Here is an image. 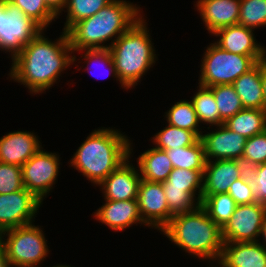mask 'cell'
Segmentation results:
<instances>
[{
    "label": "cell",
    "instance_id": "d590c367",
    "mask_svg": "<svg viewBox=\"0 0 266 267\" xmlns=\"http://www.w3.org/2000/svg\"><path fill=\"white\" fill-rule=\"evenodd\" d=\"M24 189L21 167L0 162V194Z\"/></svg>",
    "mask_w": 266,
    "mask_h": 267
},
{
    "label": "cell",
    "instance_id": "5b68a950",
    "mask_svg": "<svg viewBox=\"0 0 266 267\" xmlns=\"http://www.w3.org/2000/svg\"><path fill=\"white\" fill-rule=\"evenodd\" d=\"M147 25L143 15L109 48L119 84L126 90L141 83L158 59Z\"/></svg>",
    "mask_w": 266,
    "mask_h": 267
},
{
    "label": "cell",
    "instance_id": "44dd1931",
    "mask_svg": "<svg viewBox=\"0 0 266 267\" xmlns=\"http://www.w3.org/2000/svg\"><path fill=\"white\" fill-rule=\"evenodd\" d=\"M232 85L244 108L264 110L261 62L237 78Z\"/></svg>",
    "mask_w": 266,
    "mask_h": 267
},
{
    "label": "cell",
    "instance_id": "e0dca14e",
    "mask_svg": "<svg viewBox=\"0 0 266 267\" xmlns=\"http://www.w3.org/2000/svg\"><path fill=\"white\" fill-rule=\"evenodd\" d=\"M41 148L33 131L9 132L0 137V162L22 167Z\"/></svg>",
    "mask_w": 266,
    "mask_h": 267
},
{
    "label": "cell",
    "instance_id": "ba28073f",
    "mask_svg": "<svg viewBox=\"0 0 266 267\" xmlns=\"http://www.w3.org/2000/svg\"><path fill=\"white\" fill-rule=\"evenodd\" d=\"M44 29L8 0H0V50L13 59Z\"/></svg>",
    "mask_w": 266,
    "mask_h": 267
},
{
    "label": "cell",
    "instance_id": "8d00e7d4",
    "mask_svg": "<svg viewBox=\"0 0 266 267\" xmlns=\"http://www.w3.org/2000/svg\"><path fill=\"white\" fill-rule=\"evenodd\" d=\"M237 203V205L251 204L256 202L253 186L246 173L243 177L235 180L227 192Z\"/></svg>",
    "mask_w": 266,
    "mask_h": 267
},
{
    "label": "cell",
    "instance_id": "7a4b0ae2",
    "mask_svg": "<svg viewBox=\"0 0 266 267\" xmlns=\"http://www.w3.org/2000/svg\"><path fill=\"white\" fill-rule=\"evenodd\" d=\"M142 11L133 2L113 0L95 15L80 20L67 31L73 52L109 49L120 35L143 16ZM108 41L111 42L107 45Z\"/></svg>",
    "mask_w": 266,
    "mask_h": 267
},
{
    "label": "cell",
    "instance_id": "30bf717a",
    "mask_svg": "<svg viewBox=\"0 0 266 267\" xmlns=\"http://www.w3.org/2000/svg\"><path fill=\"white\" fill-rule=\"evenodd\" d=\"M266 205L251 203L237 205L230 220L222 228L223 242L259 241Z\"/></svg>",
    "mask_w": 266,
    "mask_h": 267
},
{
    "label": "cell",
    "instance_id": "d6a6232c",
    "mask_svg": "<svg viewBox=\"0 0 266 267\" xmlns=\"http://www.w3.org/2000/svg\"><path fill=\"white\" fill-rule=\"evenodd\" d=\"M19 7L27 17L38 23L45 31L58 16L47 6L45 0H8Z\"/></svg>",
    "mask_w": 266,
    "mask_h": 267
},
{
    "label": "cell",
    "instance_id": "f35d334b",
    "mask_svg": "<svg viewBox=\"0 0 266 267\" xmlns=\"http://www.w3.org/2000/svg\"><path fill=\"white\" fill-rule=\"evenodd\" d=\"M257 203L266 205V162L247 169Z\"/></svg>",
    "mask_w": 266,
    "mask_h": 267
},
{
    "label": "cell",
    "instance_id": "277c9868",
    "mask_svg": "<svg viewBox=\"0 0 266 267\" xmlns=\"http://www.w3.org/2000/svg\"><path fill=\"white\" fill-rule=\"evenodd\" d=\"M160 233L199 260L217 264L220 260L224 245L222 229L201 206L188 213L173 216Z\"/></svg>",
    "mask_w": 266,
    "mask_h": 267
},
{
    "label": "cell",
    "instance_id": "4dcf8cb0",
    "mask_svg": "<svg viewBox=\"0 0 266 267\" xmlns=\"http://www.w3.org/2000/svg\"><path fill=\"white\" fill-rule=\"evenodd\" d=\"M213 91L215 101L219 110L220 125L237 112L244 109L241 99L235 92L232 84L216 85L209 87Z\"/></svg>",
    "mask_w": 266,
    "mask_h": 267
},
{
    "label": "cell",
    "instance_id": "836d02e7",
    "mask_svg": "<svg viewBox=\"0 0 266 267\" xmlns=\"http://www.w3.org/2000/svg\"><path fill=\"white\" fill-rule=\"evenodd\" d=\"M203 172L173 168L167 180L162 182V186L184 188L187 192L202 193Z\"/></svg>",
    "mask_w": 266,
    "mask_h": 267
},
{
    "label": "cell",
    "instance_id": "9c48e42d",
    "mask_svg": "<svg viewBox=\"0 0 266 267\" xmlns=\"http://www.w3.org/2000/svg\"><path fill=\"white\" fill-rule=\"evenodd\" d=\"M59 156L42 147L21 167L24 188L42 202L57 181L61 164Z\"/></svg>",
    "mask_w": 266,
    "mask_h": 267
},
{
    "label": "cell",
    "instance_id": "ee69618b",
    "mask_svg": "<svg viewBox=\"0 0 266 267\" xmlns=\"http://www.w3.org/2000/svg\"><path fill=\"white\" fill-rule=\"evenodd\" d=\"M52 267H71V266H69V265H63V264H57V265H54V266H52ZM73 267V266H72Z\"/></svg>",
    "mask_w": 266,
    "mask_h": 267
},
{
    "label": "cell",
    "instance_id": "d6986e66",
    "mask_svg": "<svg viewBox=\"0 0 266 267\" xmlns=\"http://www.w3.org/2000/svg\"><path fill=\"white\" fill-rule=\"evenodd\" d=\"M197 11L208 33L238 24L240 0H197Z\"/></svg>",
    "mask_w": 266,
    "mask_h": 267
},
{
    "label": "cell",
    "instance_id": "ab89813d",
    "mask_svg": "<svg viewBox=\"0 0 266 267\" xmlns=\"http://www.w3.org/2000/svg\"><path fill=\"white\" fill-rule=\"evenodd\" d=\"M68 0H45L47 6L59 17Z\"/></svg>",
    "mask_w": 266,
    "mask_h": 267
},
{
    "label": "cell",
    "instance_id": "7c38bea8",
    "mask_svg": "<svg viewBox=\"0 0 266 267\" xmlns=\"http://www.w3.org/2000/svg\"><path fill=\"white\" fill-rule=\"evenodd\" d=\"M137 201L139 214L147 227L150 226L160 232L173 217L169 211L162 182L141 179Z\"/></svg>",
    "mask_w": 266,
    "mask_h": 267
},
{
    "label": "cell",
    "instance_id": "484cf974",
    "mask_svg": "<svg viewBox=\"0 0 266 267\" xmlns=\"http://www.w3.org/2000/svg\"><path fill=\"white\" fill-rule=\"evenodd\" d=\"M166 123L181 129L194 132L199 138L202 131L197 114L190 100H179L165 112ZM201 130V131H200Z\"/></svg>",
    "mask_w": 266,
    "mask_h": 267
},
{
    "label": "cell",
    "instance_id": "2e32d148",
    "mask_svg": "<svg viewBox=\"0 0 266 267\" xmlns=\"http://www.w3.org/2000/svg\"><path fill=\"white\" fill-rule=\"evenodd\" d=\"M246 173L247 168L240 160L206 161L202 195L227 193L230 185Z\"/></svg>",
    "mask_w": 266,
    "mask_h": 267
},
{
    "label": "cell",
    "instance_id": "6da1fadb",
    "mask_svg": "<svg viewBox=\"0 0 266 267\" xmlns=\"http://www.w3.org/2000/svg\"><path fill=\"white\" fill-rule=\"evenodd\" d=\"M44 32L32 39L12 59L8 74L10 80L25 85L33 95H40L57 84L64 70L78 60L70 46L67 32L62 30L55 41L46 38Z\"/></svg>",
    "mask_w": 266,
    "mask_h": 267
},
{
    "label": "cell",
    "instance_id": "9a60e30c",
    "mask_svg": "<svg viewBox=\"0 0 266 267\" xmlns=\"http://www.w3.org/2000/svg\"><path fill=\"white\" fill-rule=\"evenodd\" d=\"M254 30L240 24L216 30L213 36L220 37L214 43L220 48L235 54L252 56L257 62L266 59V47L258 44Z\"/></svg>",
    "mask_w": 266,
    "mask_h": 267
},
{
    "label": "cell",
    "instance_id": "7bdbcfd3",
    "mask_svg": "<svg viewBox=\"0 0 266 267\" xmlns=\"http://www.w3.org/2000/svg\"><path fill=\"white\" fill-rule=\"evenodd\" d=\"M259 238H260L259 240H261V238H263L262 239L263 241L262 242L259 241V242L266 248V214H265L264 219H263V226L261 228V233H260Z\"/></svg>",
    "mask_w": 266,
    "mask_h": 267
},
{
    "label": "cell",
    "instance_id": "1f68e13d",
    "mask_svg": "<svg viewBox=\"0 0 266 267\" xmlns=\"http://www.w3.org/2000/svg\"><path fill=\"white\" fill-rule=\"evenodd\" d=\"M238 24L253 30L266 27V0H240Z\"/></svg>",
    "mask_w": 266,
    "mask_h": 267
},
{
    "label": "cell",
    "instance_id": "e575fe53",
    "mask_svg": "<svg viewBox=\"0 0 266 267\" xmlns=\"http://www.w3.org/2000/svg\"><path fill=\"white\" fill-rule=\"evenodd\" d=\"M241 162L247 169L266 162V130L246 140Z\"/></svg>",
    "mask_w": 266,
    "mask_h": 267
},
{
    "label": "cell",
    "instance_id": "4316f807",
    "mask_svg": "<svg viewBox=\"0 0 266 267\" xmlns=\"http://www.w3.org/2000/svg\"><path fill=\"white\" fill-rule=\"evenodd\" d=\"M197 92L192 96L190 101L193 104L200 124L209 125L208 130L214 126L220 125V116L213 91L209 87L197 86ZM211 126V128H210Z\"/></svg>",
    "mask_w": 266,
    "mask_h": 267
},
{
    "label": "cell",
    "instance_id": "74e56055",
    "mask_svg": "<svg viewBox=\"0 0 266 267\" xmlns=\"http://www.w3.org/2000/svg\"><path fill=\"white\" fill-rule=\"evenodd\" d=\"M80 51H81V53L84 51V55L81 54V56H82L81 58L84 57L83 59H85V60L83 63H86L85 68L88 70L89 73L91 72L90 69L92 68V67L90 68V65H93L94 64L93 62H96L100 65L105 66V68L109 67L108 70H110V71H107L110 73L109 76L112 75V76H114V78H116V81H119L117 74H116V71H115V65L113 62V58H112V55H111L109 49L79 50L78 54H80ZM91 62L93 64H90ZM91 70H93V69H91ZM93 76L95 77V75H93Z\"/></svg>",
    "mask_w": 266,
    "mask_h": 267
},
{
    "label": "cell",
    "instance_id": "b9f144b4",
    "mask_svg": "<svg viewBox=\"0 0 266 267\" xmlns=\"http://www.w3.org/2000/svg\"><path fill=\"white\" fill-rule=\"evenodd\" d=\"M2 238L3 237L0 232V267H9L6 256H5L4 243H3Z\"/></svg>",
    "mask_w": 266,
    "mask_h": 267
},
{
    "label": "cell",
    "instance_id": "ffe728a7",
    "mask_svg": "<svg viewBox=\"0 0 266 267\" xmlns=\"http://www.w3.org/2000/svg\"><path fill=\"white\" fill-rule=\"evenodd\" d=\"M266 267V248L259 242H224L215 267Z\"/></svg>",
    "mask_w": 266,
    "mask_h": 267
},
{
    "label": "cell",
    "instance_id": "d4e9b609",
    "mask_svg": "<svg viewBox=\"0 0 266 267\" xmlns=\"http://www.w3.org/2000/svg\"><path fill=\"white\" fill-rule=\"evenodd\" d=\"M165 151L172 162L173 168L204 171L206 160L204 146L200 139L191 146Z\"/></svg>",
    "mask_w": 266,
    "mask_h": 267
},
{
    "label": "cell",
    "instance_id": "603a6c76",
    "mask_svg": "<svg viewBox=\"0 0 266 267\" xmlns=\"http://www.w3.org/2000/svg\"><path fill=\"white\" fill-rule=\"evenodd\" d=\"M223 124L248 139L266 130V111L244 108Z\"/></svg>",
    "mask_w": 266,
    "mask_h": 267
},
{
    "label": "cell",
    "instance_id": "5bb4252c",
    "mask_svg": "<svg viewBox=\"0 0 266 267\" xmlns=\"http://www.w3.org/2000/svg\"><path fill=\"white\" fill-rule=\"evenodd\" d=\"M130 141V157L106 177L98 186L104 200L119 201L137 199L141 176L138 167L129 161L133 148Z\"/></svg>",
    "mask_w": 266,
    "mask_h": 267
},
{
    "label": "cell",
    "instance_id": "83f0119b",
    "mask_svg": "<svg viewBox=\"0 0 266 267\" xmlns=\"http://www.w3.org/2000/svg\"><path fill=\"white\" fill-rule=\"evenodd\" d=\"M199 139L194 132L169 124H166V127L157 132L153 138L151 137L154 147L163 151L191 146Z\"/></svg>",
    "mask_w": 266,
    "mask_h": 267
},
{
    "label": "cell",
    "instance_id": "cb8c5ba5",
    "mask_svg": "<svg viewBox=\"0 0 266 267\" xmlns=\"http://www.w3.org/2000/svg\"><path fill=\"white\" fill-rule=\"evenodd\" d=\"M200 206L222 229L235 212L237 203L228 193L202 195Z\"/></svg>",
    "mask_w": 266,
    "mask_h": 267
},
{
    "label": "cell",
    "instance_id": "8fae6325",
    "mask_svg": "<svg viewBox=\"0 0 266 267\" xmlns=\"http://www.w3.org/2000/svg\"><path fill=\"white\" fill-rule=\"evenodd\" d=\"M41 205L42 201L26 188L0 194V232L33 223Z\"/></svg>",
    "mask_w": 266,
    "mask_h": 267
},
{
    "label": "cell",
    "instance_id": "52a82bcc",
    "mask_svg": "<svg viewBox=\"0 0 266 267\" xmlns=\"http://www.w3.org/2000/svg\"><path fill=\"white\" fill-rule=\"evenodd\" d=\"M257 63L252 56L230 53L211 43L203 53L198 85L211 87L232 84Z\"/></svg>",
    "mask_w": 266,
    "mask_h": 267
},
{
    "label": "cell",
    "instance_id": "4fadbf2b",
    "mask_svg": "<svg viewBox=\"0 0 266 267\" xmlns=\"http://www.w3.org/2000/svg\"><path fill=\"white\" fill-rule=\"evenodd\" d=\"M209 131L202 133L200 137L206 161L242 160L247 140L245 137L228 129L224 124L217 125L216 129Z\"/></svg>",
    "mask_w": 266,
    "mask_h": 267
},
{
    "label": "cell",
    "instance_id": "f1b7e54d",
    "mask_svg": "<svg viewBox=\"0 0 266 267\" xmlns=\"http://www.w3.org/2000/svg\"><path fill=\"white\" fill-rule=\"evenodd\" d=\"M163 191L173 216L188 213L200 206L202 193L187 192L184 188L170 186H163Z\"/></svg>",
    "mask_w": 266,
    "mask_h": 267
},
{
    "label": "cell",
    "instance_id": "8992f818",
    "mask_svg": "<svg viewBox=\"0 0 266 267\" xmlns=\"http://www.w3.org/2000/svg\"><path fill=\"white\" fill-rule=\"evenodd\" d=\"M1 235L9 267H38L50 253L43 229L33 223L5 230Z\"/></svg>",
    "mask_w": 266,
    "mask_h": 267
},
{
    "label": "cell",
    "instance_id": "f546056e",
    "mask_svg": "<svg viewBox=\"0 0 266 267\" xmlns=\"http://www.w3.org/2000/svg\"><path fill=\"white\" fill-rule=\"evenodd\" d=\"M113 0H68L64 12H67L63 31L67 32L75 23L95 15Z\"/></svg>",
    "mask_w": 266,
    "mask_h": 267
},
{
    "label": "cell",
    "instance_id": "7402d4cb",
    "mask_svg": "<svg viewBox=\"0 0 266 267\" xmlns=\"http://www.w3.org/2000/svg\"><path fill=\"white\" fill-rule=\"evenodd\" d=\"M137 166L141 179L150 182H164L173 169L166 151L152 148L141 153L137 158Z\"/></svg>",
    "mask_w": 266,
    "mask_h": 267
},
{
    "label": "cell",
    "instance_id": "3957f363",
    "mask_svg": "<svg viewBox=\"0 0 266 267\" xmlns=\"http://www.w3.org/2000/svg\"><path fill=\"white\" fill-rule=\"evenodd\" d=\"M130 141L117 129H95L78 147L69 164L96 187L130 157Z\"/></svg>",
    "mask_w": 266,
    "mask_h": 267
},
{
    "label": "cell",
    "instance_id": "ac0fdd59",
    "mask_svg": "<svg viewBox=\"0 0 266 267\" xmlns=\"http://www.w3.org/2000/svg\"><path fill=\"white\" fill-rule=\"evenodd\" d=\"M104 201L105 203L93 212L92 216L111 230L120 232L130 228L133 224L137 226L138 223L147 226L139 214L137 199Z\"/></svg>",
    "mask_w": 266,
    "mask_h": 267
},
{
    "label": "cell",
    "instance_id": "60d3db41",
    "mask_svg": "<svg viewBox=\"0 0 266 267\" xmlns=\"http://www.w3.org/2000/svg\"><path fill=\"white\" fill-rule=\"evenodd\" d=\"M261 82L264 98V110L266 111V59L261 61Z\"/></svg>",
    "mask_w": 266,
    "mask_h": 267
}]
</instances>
